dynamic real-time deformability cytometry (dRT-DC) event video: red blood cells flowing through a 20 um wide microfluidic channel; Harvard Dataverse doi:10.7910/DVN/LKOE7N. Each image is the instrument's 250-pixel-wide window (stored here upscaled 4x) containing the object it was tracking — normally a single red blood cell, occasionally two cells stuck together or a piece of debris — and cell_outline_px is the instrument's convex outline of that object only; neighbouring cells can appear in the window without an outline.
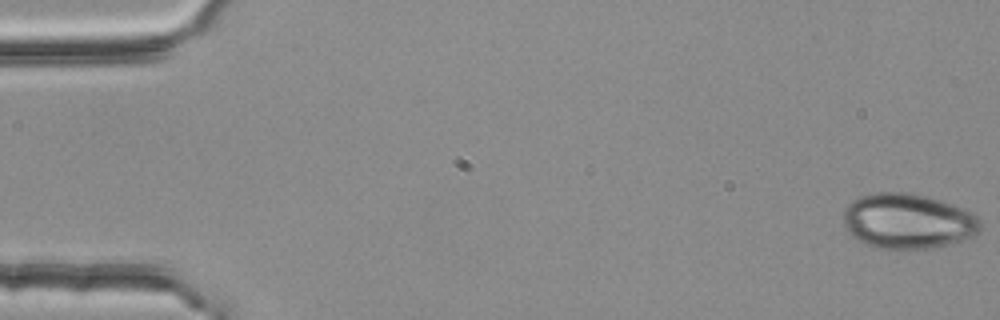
{"species": "common noctule bat (a hibernating species)", "species_latin": "Nyctalus noctula", "temperature_condition": "room temperature", "stored_images_in_passage": 4, "camera_frame_rate_fps": 3000, "um_per_image_px": 0.085, "animal": {"sex": "female", "body_mass_g": 25.1}, "frame": {"image": 1, "passage_image": 1, "time_ms": 0.0, "image_size_px": [1000, 320], "cell_outline_px": [[980, 228], [976, 236], [964, 240], [932, 248], [908, 252], [876, 248], [856, 240], [848, 232], [844, 224], [844, 208], [852, 200], [860, 196], [876, 192], [912, 192], [940, 200], [964, 208], [980, 216]], "centroid_in_image_um": [77.18, 18.83], "position_along_channel_um": 7.8, "area_um2": 45.26}}
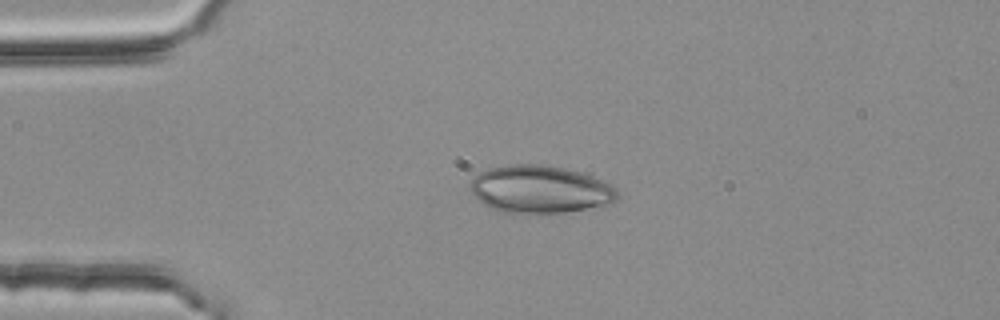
{"frame": {"image": 2, "passage_image": 3, "time_ms": 0.667, "image_size_px": [1000, 320], "cell_outline_px": [[620, 200], [612, 204], [564, 212], [528, 216], [504, 212], [484, 204], [472, 192], [472, 180], [480, 172], [488, 168], [512, 164], [540, 164], [564, 168], [580, 172], [604, 180], [616, 188], [620, 196]], "centroid_in_image_um": [45.98, 16.12], "position_along_channel_um": 39.0, "area_um2": 41.38}}